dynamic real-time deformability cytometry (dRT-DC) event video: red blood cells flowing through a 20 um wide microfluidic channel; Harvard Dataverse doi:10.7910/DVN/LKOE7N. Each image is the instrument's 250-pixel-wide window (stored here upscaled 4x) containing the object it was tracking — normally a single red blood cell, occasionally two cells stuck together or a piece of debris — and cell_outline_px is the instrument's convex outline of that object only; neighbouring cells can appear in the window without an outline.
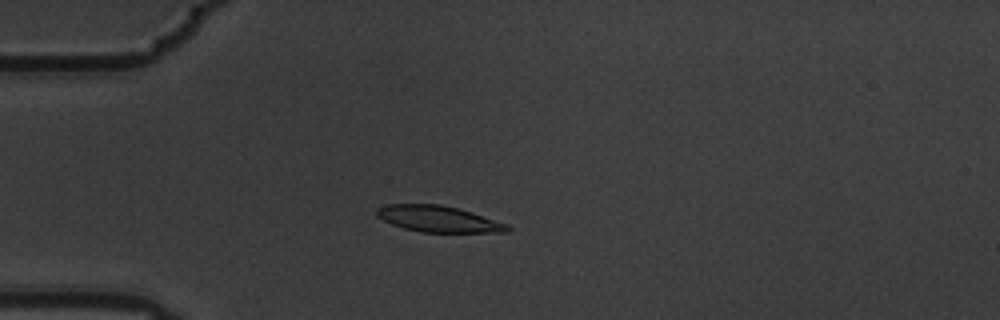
{"species": "common noctule bat (a hibernating species)", "species_latin": "Nyctalus noctula", "temperature_condition": "warm", "stored_images_in_passage": 10, "camera_frame_rate_fps": 3000, "um_per_image_px": 0.085, "animal": {"sex": "male", "body_mass_g": 19.5, "forearm_length_mm": 54.6}, "frame": {"image": 1, "passage_image": 5, "time_ms": 1.333, "image_size_px": [1000, 320], "cell_outline_px": [[512, 228], [508, 232], [420, 232], [404, 228], [392, 224], [376, 216], [376, 208], [388, 204], [440, 204], [472, 212], [508, 224]], "centroid_in_image_um": [37.27, 18.61], "position_along_channel_um": 47.7, "area_um2": 19.94}}
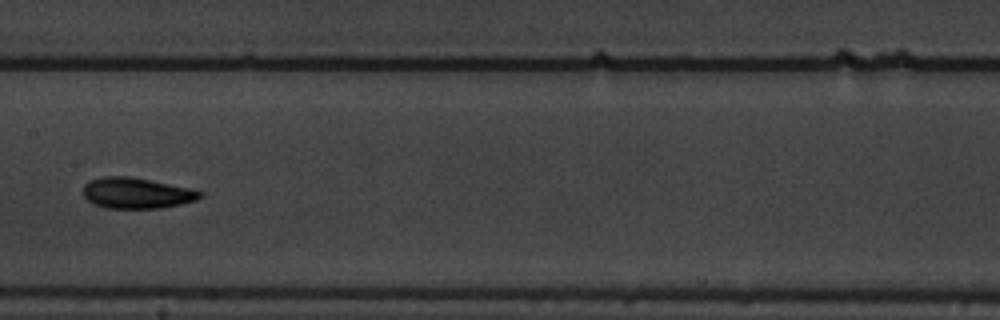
{"frame": {"image": 2, "passage_image": 9, "time_ms": 2.667, "image_size_px": [1000, 320], "cell_outline_px": [[204, 196], [196, 200], [180, 204], [160, 208], [104, 208], [88, 200], [84, 196], [84, 184], [92, 180], [104, 176], [128, 176], [188, 188], [204, 192]], "centroid_in_image_um": [11.62, 16.42], "position_along_channel_um": 195.8, "area_um2": 20.69}}
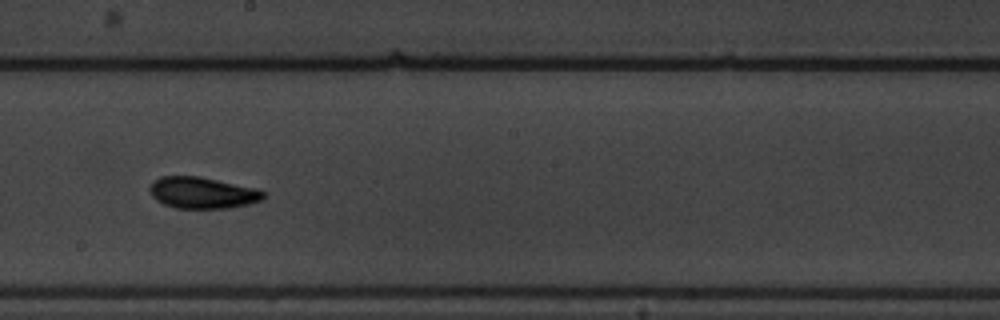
{"frame": {"image": 3, "passage_image": 10, "time_ms": 3.0, "image_size_px": [1000, 320], "cell_outline_px": [[268, 192], [260, 200], [248, 204], [228, 208], [176, 208], [164, 204], [156, 200], [152, 196], [148, 188], [152, 180], [160, 176], [196, 176], [260, 188]], "centroid_in_image_um": [17.2, 16.37], "position_along_channel_um": 231.0, "area_um2": 21.04}}